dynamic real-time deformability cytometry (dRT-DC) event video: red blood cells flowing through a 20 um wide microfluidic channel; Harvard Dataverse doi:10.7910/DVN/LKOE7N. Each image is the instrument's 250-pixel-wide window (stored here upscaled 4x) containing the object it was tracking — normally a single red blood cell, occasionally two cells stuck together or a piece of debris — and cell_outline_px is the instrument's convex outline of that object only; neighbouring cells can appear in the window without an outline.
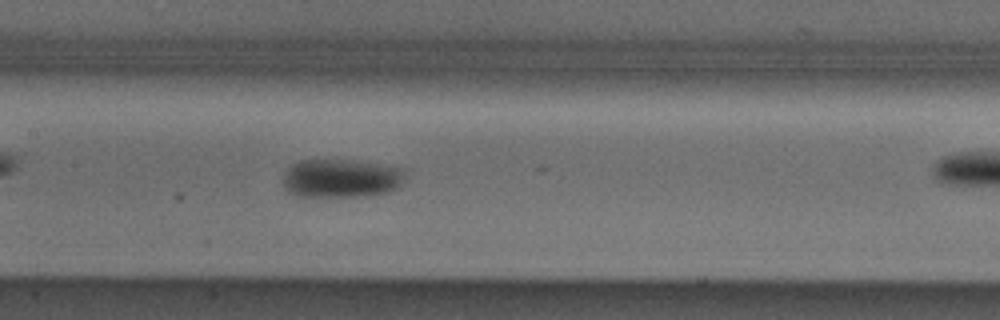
{"species": "Egyptian fruit bat (a non-hibernating species)", "species_latin": "Rousettus aegyptiacus", "temperature_condition": "cold", "stored_images_in_passage": 45, "camera_frame_rate_fps": 3000, "um_per_image_px": 0.085, "animal": {"sex": "male"}, "frame": {"image": 1, "passage_image": 26, "time_ms": 8.333, "image_size_px": [1000, 320], "cell_outline_px": [[408, 168], [400, 184], [396, 188], [388, 192], [364, 196], [296, 196], [288, 192], [284, 188], [280, 180], [284, 172], [292, 164], [300, 160], [356, 160]], "centroid_in_image_um": [28.98, 15.14], "position_along_channel_um": 178.4, "area_um2": 27.98}}
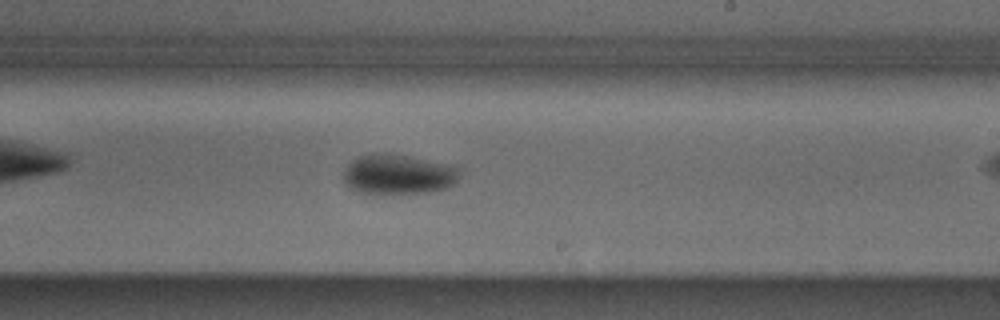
{"frame": {"image": 2, "passage_image": 32, "time_ms": 10.333, "image_size_px": [1000, 320], "cell_outline_px": [[460, 176], [448, 188], [428, 192], [360, 192], [352, 188], [344, 180], [344, 168], [352, 160], [360, 156], [372, 152], [384, 152], [456, 164], [460, 168]], "centroid_in_image_um": [33.91, 14.77], "position_along_channel_um": 255.1, "area_um2": 27.05}}
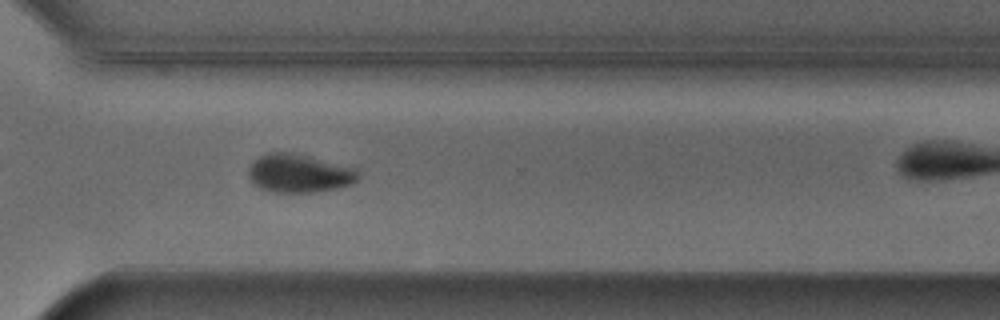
{"frame": {"image": 3, "passage_image": 39, "time_ms": 12.667, "image_size_px": [1000, 320], "cell_outline_px": [[360, 176], [352, 184], [336, 188], [312, 192], [272, 192], [260, 188], [248, 176], [248, 168], [260, 156], [268, 152], [292, 152], [356, 168]], "centroid_in_image_um": [25.43, 14.73], "position_along_channel_um": 345.2, "area_um2": 24.33}, "authors_computed_cell_mechanics": {"area_um2": 25.2008, "velocity_mm_per_s": 3.8569, "shape_relaxation_time_tau1_ms": 2.5243, "shape_relaxation_time_tau2_ms": null, "deformation_change_tau1": 0.0993, "deformation_change_tau2": null}}